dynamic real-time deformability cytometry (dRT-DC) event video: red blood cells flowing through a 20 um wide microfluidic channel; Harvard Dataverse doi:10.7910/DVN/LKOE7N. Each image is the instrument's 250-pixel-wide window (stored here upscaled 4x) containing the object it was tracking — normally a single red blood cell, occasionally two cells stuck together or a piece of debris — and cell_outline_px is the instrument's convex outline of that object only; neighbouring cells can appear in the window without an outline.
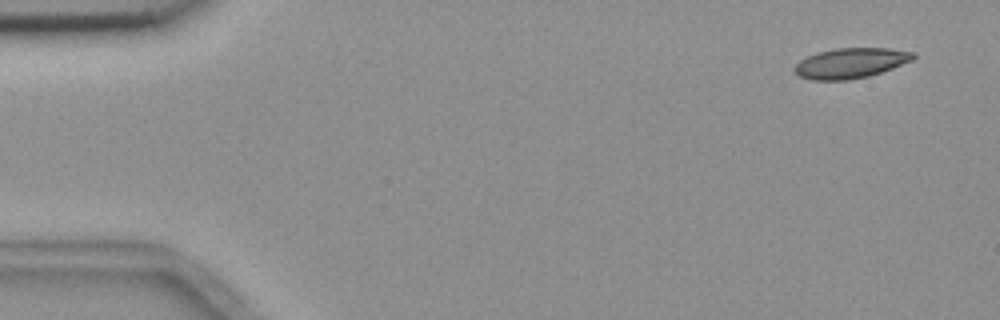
{"species": "common noctule bat (a hibernating species)", "species_latin": "Nyctalus noctula", "temperature_condition": "room temperature", "stored_images_in_passage": 4, "camera_frame_rate_fps": 3000, "um_per_image_px": 0.085, "animal": {"sex": "female", "body_mass_g": 18.4}, "frame": {"image": 1, "passage_image": 1, "time_ms": 0.0, "image_size_px": [1000, 320], "cell_outline_px": [[916, 56], [912, 60], [892, 68], [868, 76], [848, 80], [812, 80], [800, 76], [792, 72], [792, 68], [800, 60], [816, 52], [836, 48], [888, 48], [916, 52]], "centroid_in_image_um": [72.28, 5.36], "position_along_channel_um": 12.7, "area_um2": 20.98}}
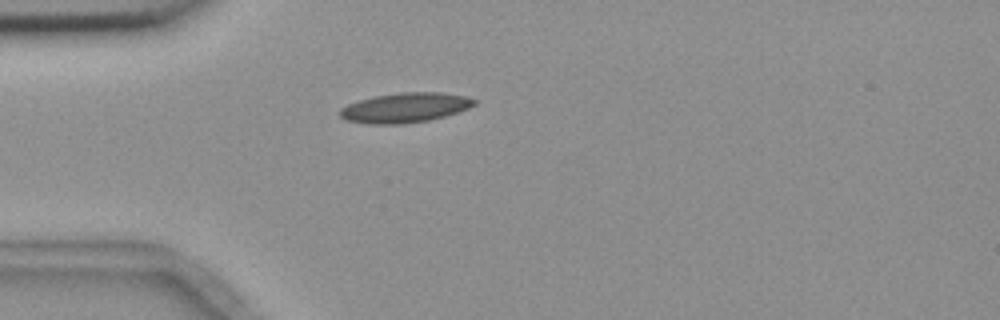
{"frame": {"image": 2, "passage_image": 4, "time_ms": 4.0, "image_size_px": [1000, 320], "cell_outline_px": [[476, 104], [468, 108], [444, 116], [428, 120], [404, 124], [368, 124], [344, 120], [340, 116], [340, 108], [348, 104], [372, 96], [404, 92], [440, 92], [464, 96], [476, 100]], "centroid_in_image_um": [34.39, 9.15], "position_along_channel_um": 50.6, "area_um2": 23.24}}